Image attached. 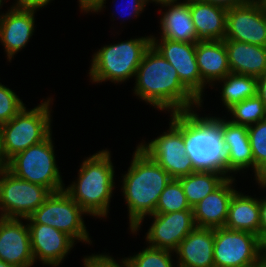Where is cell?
<instances>
[{
  "instance_id": "83f0119b",
  "label": "cell",
  "mask_w": 266,
  "mask_h": 267,
  "mask_svg": "<svg viewBox=\"0 0 266 267\" xmlns=\"http://www.w3.org/2000/svg\"><path fill=\"white\" fill-rule=\"evenodd\" d=\"M256 181H266V119L248 126Z\"/></svg>"
},
{
  "instance_id": "484cf974",
  "label": "cell",
  "mask_w": 266,
  "mask_h": 267,
  "mask_svg": "<svg viewBox=\"0 0 266 267\" xmlns=\"http://www.w3.org/2000/svg\"><path fill=\"white\" fill-rule=\"evenodd\" d=\"M228 177L214 171H196L178 178L190 207H194L208 194L217 189Z\"/></svg>"
},
{
  "instance_id": "5bb4252c",
  "label": "cell",
  "mask_w": 266,
  "mask_h": 267,
  "mask_svg": "<svg viewBox=\"0 0 266 267\" xmlns=\"http://www.w3.org/2000/svg\"><path fill=\"white\" fill-rule=\"evenodd\" d=\"M150 216L153 221L146 233V242L157 249L175 252L180 242L196 227L192 209Z\"/></svg>"
},
{
  "instance_id": "bcb514c9",
  "label": "cell",
  "mask_w": 266,
  "mask_h": 267,
  "mask_svg": "<svg viewBox=\"0 0 266 267\" xmlns=\"http://www.w3.org/2000/svg\"><path fill=\"white\" fill-rule=\"evenodd\" d=\"M3 0H0V9H1V7L3 6ZM2 16V14L0 15V17Z\"/></svg>"
},
{
  "instance_id": "f6af8a7d",
  "label": "cell",
  "mask_w": 266,
  "mask_h": 267,
  "mask_svg": "<svg viewBox=\"0 0 266 267\" xmlns=\"http://www.w3.org/2000/svg\"><path fill=\"white\" fill-rule=\"evenodd\" d=\"M260 1H261L262 5H263L264 9L266 10V0H260Z\"/></svg>"
},
{
  "instance_id": "d6a6232c",
  "label": "cell",
  "mask_w": 266,
  "mask_h": 267,
  "mask_svg": "<svg viewBox=\"0 0 266 267\" xmlns=\"http://www.w3.org/2000/svg\"><path fill=\"white\" fill-rule=\"evenodd\" d=\"M84 267H129L126 258H122L121 264L108 254H92L83 258Z\"/></svg>"
},
{
  "instance_id": "b9f144b4",
  "label": "cell",
  "mask_w": 266,
  "mask_h": 267,
  "mask_svg": "<svg viewBox=\"0 0 266 267\" xmlns=\"http://www.w3.org/2000/svg\"><path fill=\"white\" fill-rule=\"evenodd\" d=\"M188 0H183V2H187ZM147 2L151 3V2H155L156 4H160L161 6L163 5H167V4H179V3H183V2H179V0H147Z\"/></svg>"
},
{
  "instance_id": "4dcf8cb0",
  "label": "cell",
  "mask_w": 266,
  "mask_h": 267,
  "mask_svg": "<svg viewBox=\"0 0 266 267\" xmlns=\"http://www.w3.org/2000/svg\"><path fill=\"white\" fill-rule=\"evenodd\" d=\"M174 252L147 246L130 257H125L129 267H175L171 254Z\"/></svg>"
},
{
  "instance_id": "8fae6325",
  "label": "cell",
  "mask_w": 266,
  "mask_h": 267,
  "mask_svg": "<svg viewBox=\"0 0 266 267\" xmlns=\"http://www.w3.org/2000/svg\"><path fill=\"white\" fill-rule=\"evenodd\" d=\"M146 143L141 142L138 147L161 166L172 179L196 172L186 153L184 134L172 120L166 132Z\"/></svg>"
},
{
  "instance_id": "7a4b0ae2",
  "label": "cell",
  "mask_w": 266,
  "mask_h": 267,
  "mask_svg": "<svg viewBox=\"0 0 266 267\" xmlns=\"http://www.w3.org/2000/svg\"><path fill=\"white\" fill-rule=\"evenodd\" d=\"M132 158L122 176L121 190L127 203L129 228L137 234L145 216L155 213L159 196L172 178L138 146Z\"/></svg>"
},
{
  "instance_id": "30bf717a",
  "label": "cell",
  "mask_w": 266,
  "mask_h": 267,
  "mask_svg": "<svg viewBox=\"0 0 266 267\" xmlns=\"http://www.w3.org/2000/svg\"><path fill=\"white\" fill-rule=\"evenodd\" d=\"M215 267H255L261 262L260 237L247 231L214 229Z\"/></svg>"
},
{
  "instance_id": "ac0fdd59",
  "label": "cell",
  "mask_w": 266,
  "mask_h": 267,
  "mask_svg": "<svg viewBox=\"0 0 266 267\" xmlns=\"http://www.w3.org/2000/svg\"><path fill=\"white\" fill-rule=\"evenodd\" d=\"M234 180L231 174V177H228L217 189L192 207L196 227L211 229L224 227L229 203L237 191L232 185Z\"/></svg>"
},
{
  "instance_id": "4316f807",
  "label": "cell",
  "mask_w": 266,
  "mask_h": 267,
  "mask_svg": "<svg viewBox=\"0 0 266 267\" xmlns=\"http://www.w3.org/2000/svg\"><path fill=\"white\" fill-rule=\"evenodd\" d=\"M222 83L221 100L228 110L234 104H237L247 98L257 95V78L230 72L217 83Z\"/></svg>"
},
{
  "instance_id": "9c48e42d",
  "label": "cell",
  "mask_w": 266,
  "mask_h": 267,
  "mask_svg": "<svg viewBox=\"0 0 266 267\" xmlns=\"http://www.w3.org/2000/svg\"><path fill=\"white\" fill-rule=\"evenodd\" d=\"M50 195L46 187L25 181L6 170L0 174V217L27 219Z\"/></svg>"
},
{
  "instance_id": "6da1fadb",
  "label": "cell",
  "mask_w": 266,
  "mask_h": 267,
  "mask_svg": "<svg viewBox=\"0 0 266 267\" xmlns=\"http://www.w3.org/2000/svg\"><path fill=\"white\" fill-rule=\"evenodd\" d=\"M134 94L170 114L193 111L201 102L180 82L176 69L152 45L135 74ZM196 106V107H195Z\"/></svg>"
},
{
  "instance_id": "74e56055",
  "label": "cell",
  "mask_w": 266,
  "mask_h": 267,
  "mask_svg": "<svg viewBox=\"0 0 266 267\" xmlns=\"http://www.w3.org/2000/svg\"><path fill=\"white\" fill-rule=\"evenodd\" d=\"M147 4H148L147 0H131L130 3L128 2V7L129 8L131 7L132 11L128 15L130 17H132V16H135V17L139 16L142 13V11L145 9V6Z\"/></svg>"
},
{
  "instance_id": "d6986e66",
  "label": "cell",
  "mask_w": 266,
  "mask_h": 267,
  "mask_svg": "<svg viewBox=\"0 0 266 267\" xmlns=\"http://www.w3.org/2000/svg\"><path fill=\"white\" fill-rule=\"evenodd\" d=\"M220 131L226 149V176L231 177L230 173L237 174L249 167L254 170L248 128L220 117Z\"/></svg>"
},
{
  "instance_id": "9a60e30c",
  "label": "cell",
  "mask_w": 266,
  "mask_h": 267,
  "mask_svg": "<svg viewBox=\"0 0 266 267\" xmlns=\"http://www.w3.org/2000/svg\"><path fill=\"white\" fill-rule=\"evenodd\" d=\"M27 220L34 262L58 267L66 258L75 240L66 233L45 224H37L30 217Z\"/></svg>"
},
{
  "instance_id": "836d02e7",
  "label": "cell",
  "mask_w": 266,
  "mask_h": 267,
  "mask_svg": "<svg viewBox=\"0 0 266 267\" xmlns=\"http://www.w3.org/2000/svg\"><path fill=\"white\" fill-rule=\"evenodd\" d=\"M15 4L12 7L20 9H34L39 10L44 8L48 3H51L52 0H15Z\"/></svg>"
},
{
  "instance_id": "7402d4cb",
  "label": "cell",
  "mask_w": 266,
  "mask_h": 267,
  "mask_svg": "<svg viewBox=\"0 0 266 267\" xmlns=\"http://www.w3.org/2000/svg\"><path fill=\"white\" fill-rule=\"evenodd\" d=\"M228 9L200 0H190V13L200 41L224 40Z\"/></svg>"
},
{
  "instance_id": "3957f363",
  "label": "cell",
  "mask_w": 266,
  "mask_h": 267,
  "mask_svg": "<svg viewBox=\"0 0 266 267\" xmlns=\"http://www.w3.org/2000/svg\"><path fill=\"white\" fill-rule=\"evenodd\" d=\"M197 110L170 114L184 134L187 156L195 171L226 175V149L220 131V117H200Z\"/></svg>"
},
{
  "instance_id": "8d00e7d4",
  "label": "cell",
  "mask_w": 266,
  "mask_h": 267,
  "mask_svg": "<svg viewBox=\"0 0 266 267\" xmlns=\"http://www.w3.org/2000/svg\"><path fill=\"white\" fill-rule=\"evenodd\" d=\"M203 2H208L214 5H218L224 7L226 9H230L233 7H237L243 4H246L252 0H200Z\"/></svg>"
},
{
  "instance_id": "ba28073f",
  "label": "cell",
  "mask_w": 266,
  "mask_h": 267,
  "mask_svg": "<svg viewBox=\"0 0 266 267\" xmlns=\"http://www.w3.org/2000/svg\"><path fill=\"white\" fill-rule=\"evenodd\" d=\"M87 214L64 190L51 195L30 216L37 224H45L60 230L75 241L92 244L84 224Z\"/></svg>"
},
{
  "instance_id": "7c38bea8",
  "label": "cell",
  "mask_w": 266,
  "mask_h": 267,
  "mask_svg": "<svg viewBox=\"0 0 266 267\" xmlns=\"http://www.w3.org/2000/svg\"><path fill=\"white\" fill-rule=\"evenodd\" d=\"M151 45L176 69L180 82L202 103L206 84L196 62V43L151 36Z\"/></svg>"
},
{
  "instance_id": "8992f818",
  "label": "cell",
  "mask_w": 266,
  "mask_h": 267,
  "mask_svg": "<svg viewBox=\"0 0 266 267\" xmlns=\"http://www.w3.org/2000/svg\"><path fill=\"white\" fill-rule=\"evenodd\" d=\"M51 99L43 100L31 110L24 106L9 122L0 126L3 151L8 160L52 133Z\"/></svg>"
},
{
  "instance_id": "52a82bcc",
  "label": "cell",
  "mask_w": 266,
  "mask_h": 267,
  "mask_svg": "<svg viewBox=\"0 0 266 267\" xmlns=\"http://www.w3.org/2000/svg\"><path fill=\"white\" fill-rule=\"evenodd\" d=\"M52 133L42 142L30 146L9 160V171L25 181L46 187L51 193L63 191Z\"/></svg>"
},
{
  "instance_id": "e575fe53",
  "label": "cell",
  "mask_w": 266,
  "mask_h": 267,
  "mask_svg": "<svg viewBox=\"0 0 266 267\" xmlns=\"http://www.w3.org/2000/svg\"><path fill=\"white\" fill-rule=\"evenodd\" d=\"M79 7L84 13L101 12L105 8L106 0H78Z\"/></svg>"
},
{
  "instance_id": "603a6c76",
  "label": "cell",
  "mask_w": 266,
  "mask_h": 267,
  "mask_svg": "<svg viewBox=\"0 0 266 267\" xmlns=\"http://www.w3.org/2000/svg\"><path fill=\"white\" fill-rule=\"evenodd\" d=\"M230 72L260 77L266 72V47L224 40Z\"/></svg>"
},
{
  "instance_id": "ffe728a7",
  "label": "cell",
  "mask_w": 266,
  "mask_h": 267,
  "mask_svg": "<svg viewBox=\"0 0 266 267\" xmlns=\"http://www.w3.org/2000/svg\"><path fill=\"white\" fill-rule=\"evenodd\" d=\"M214 229L195 227L179 244L177 267H215Z\"/></svg>"
},
{
  "instance_id": "1f68e13d",
  "label": "cell",
  "mask_w": 266,
  "mask_h": 267,
  "mask_svg": "<svg viewBox=\"0 0 266 267\" xmlns=\"http://www.w3.org/2000/svg\"><path fill=\"white\" fill-rule=\"evenodd\" d=\"M13 91L0 83V126L9 122L25 106Z\"/></svg>"
},
{
  "instance_id": "7bdbcfd3",
  "label": "cell",
  "mask_w": 266,
  "mask_h": 267,
  "mask_svg": "<svg viewBox=\"0 0 266 267\" xmlns=\"http://www.w3.org/2000/svg\"><path fill=\"white\" fill-rule=\"evenodd\" d=\"M0 267H15V266L7 264L6 262L0 260Z\"/></svg>"
},
{
  "instance_id": "d590c367",
  "label": "cell",
  "mask_w": 266,
  "mask_h": 267,
  "mask_svg": "<svg viewBox=\"0 0 266 267\" xmlns=\"http://www.w3.org/2000/svg\"><path fill=\"white\" fill-rule=\"evenodd\" d=\"M258 185L266 189V181H256ZM260 208V238L266 233V196L263 199H259Z\"/></svg>"
},
{
  "instance_id": "f1b7e54d",
  "label": "cell",
  "mask_w": 266,
  "mask_h": 267,
  "mask_svg": "<svg viewBox=\"0 0 266 267\" xmlns=\"http://www.w3.org/2000/svg\"><path fill=\"white\" fill-rule=\"evenodd\" d=\"M227 112L232 115L230 122L246 127L266 119V107L257 95L234 104Z\"/></svg>"
},
{
  "instance_id": "44dd1931",
  "label": "cell",
  "mask_w": 266,
  "mask_h": 267,
  "mask_svg": "<svg viewBox=\"0 0 266 267\" xmlns=\"http://www.w3.org/2000/svg\"><path fill=\"white\" fill-rule=\"evenodd\" d=\"M196 62L202 81L209 86L230 73L224 40H206L196 43Z\"/></svg>"
},
{
  "instance_id": "ee69618b",
  "label": "cell",
  "mask_w": 266,
  "mask_h": 267,
  "mask_svg": "<svg viewBox=\"0 0 266 267\" xmlns=\"http://www.w3.org/2000/svg\"><path fill=\"white\" fill-rule=\"evenodd\" d=\"M255 267H266V263L265 262H260L259 264H257Z\"/></svg>"
},
{
  "instance_id": "cb8c5ba5",
  "label": "cell",
  "mask_w": 266,
  "mask_h": 267,
  "mask_svg": "<svg viewBox=\"0 0 266 267\" xmlns=\"http://www.w3.org/2000/svg\"><path fill=\"white\" fill-rule=\"evenodd\" d=\"M167 7L160 18V38L186 43L200 41L194 28L190 13V0L179 4L163 5Z\"/></svg>"
},
{
  "instance_id": "ab89813d",
  "label": "cell",
  "mask_w": 266,
  "mask_h": 267,
  "mask_svg": "<svg viewBox=\"0 0 266 267\" xmlns=\"http://www.w3.org/2000/svg\"><path fill=\"white\" fill-rule=\"evenodd\" d=\"M9 169V160L6 158L3 151L2 135L0 132V174Z\"/></svg>"
},
{
  "instance_id": "f35d334b",
  "label": "cell",
  "mask_w": 266,
  "mask_h": 267,
  "mask_svg": "<svg viewBox=\"0 0 266 267\" xmlns=\"http://www.w3.org/2000/svg\"><path fill=\"white\" fill-rule=\"evenodd\" d=\"M257 96L266 107V72L257 78Z\"/></svg>"
},
{
  "instance_id": "f546056e",
  "label": "cell",
  "mask_w": 266,
  "mask_h": 267,
  "mask_svg": "<svg viewBox=\"0 0 266 267\" xmlns=\"http://www.w3.org/2000/svg\"><path fill=\"white\" fill-rule=\"evenodd\" d=\"M192 209L187 202L181 182L171 179L159 196L155 213H172Z\"/></svg>"
},
{
  "instance_id": "e0dca14e",
  "label": "cell",
  "mask_w": 266,
  "mask_h": 267,
  "mask_svg": "<svg viewBox=\"0 0 266 267\" xmlns=\"http://www.w3.org/2000/svg\"><path fill=\"white\" fill-rule=\"evenodd\" d=\"M37 10L11 7L0 17V42L8 61L23 49L35 30L34 14Z\"/></svg>"
},
{
  "instance_id": "60d3db41",
  "label": "cell",
  "mask_w": 266,
  "mask_h": 267,
  "mask_svg": "<svg viewBox=\"0 0 266 267\" xmlns=\"http://www.w3.org/2000/svg\"><path fill=\"white\" fill-rule=\"evenodd\" d=\"M261 261L266 263V233L260 238Z\"/></svg>"
},
{
  "instance_id": "4fadbf2b",
  "label": "cell",
  "mask_w": 266,
  "mask_h": 267,
  "mask_svg": "<svg viewBox=\"0 0 266 267\" xmlns=\"http://www.w3.org/2000/svg\"><path fill=\"white\" fill-rule=\"evenodd\" d=\"M224 40L266 47V10L260 0L228 9Z\"/></svg>"
},
{
  "instance_id": "277c9868",
  "label": "cell",
  "mask_w": 266,
  "mask_h": 267,
  "mask_svg": "<svg viewBox=\"0 0 266 267\" xmlns=\"http://www.w3.org/2000/svg\"><path fill=\"white\" fill-rule=\"evenodd\" d=\"M111 152L103 149L87 157L78 170L77 181L64 191L90 216L107 217L115 188Z\"/></svg>"
},
{
  "instance_id": "d4e9b609",
  "label": "cell",
  "mask_w": 266,
  "mask_h": 267,
  "mask_svg": "<svg viewBox=\"0 0 266 267\" xmlns=\"http://www.w3.org/2000/svg\"><path fill=\"white\" fill-rule=\"evenodd\" d=\"M224 227L251 232L260 237L259 199L236 191L229 203Z\"/></svg>"
},
{
  "instance_id": "2e32d148",
  "label": "cell",
  "mask_w": 266,
  "mask_h": 267,
  "mask_svg": "<svg viewBox=\"0 0 266 267\" xmlns=\"http://www.w3.org/2000/svg\"><path fill=\"white\" fill-rule=\"evenodd\" d=\"M0 217V260L15 267H32L34 257L28 223Z\"/></svg>"
},
{
  "instance_id": "5b68a950",
  "label": "cell",
  "mask_w": 266,
  "mask_h": 267,
  "mask_svg": "<svg viewBox=\"0 0 266 267\" xmlns=\"http://www.w3.org/2000/svg\"><path fill=\"white\" fill-rule=\"evenodd\" d=\"M150 46L151 36H146L101 47L92 56L90 80L119 84L132 79Z\"/></svg>"
}]
</instances>
